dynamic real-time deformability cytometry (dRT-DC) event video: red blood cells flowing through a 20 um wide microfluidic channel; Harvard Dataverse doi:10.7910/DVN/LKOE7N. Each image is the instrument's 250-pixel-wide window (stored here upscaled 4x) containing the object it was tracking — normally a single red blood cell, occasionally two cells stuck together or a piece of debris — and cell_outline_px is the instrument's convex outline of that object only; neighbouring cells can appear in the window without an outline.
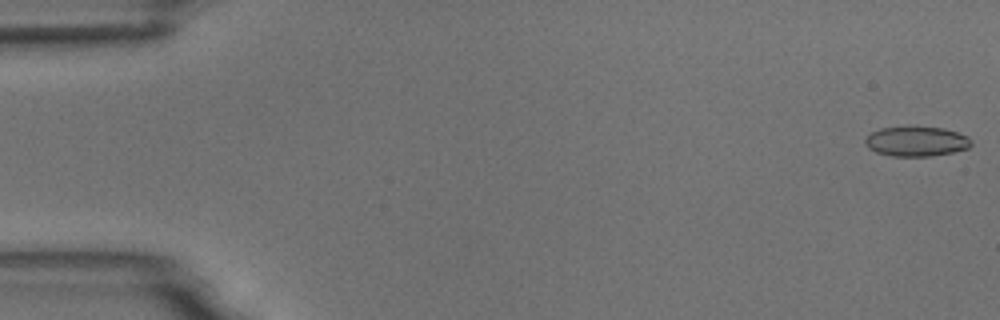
{"species": "common noctule bat (a hibernating species)", "species_latin": "Nyctalus noctula", "temperature_condition": "room temperature", "stored_images_in_passage": 5, "camera_frame_rate_fps": 3000, "um_per_image_px": 0.085, "animal": {"sex": "male", "body_mass_g": 18.8}, "frame": {"image": 1, "passage_image": 1, "time_ms": 0.0, "image_size_px": [1000, 320], "cell_outline_px": [[972, 144], [968, 148], [952, 152], [932, 156], [892, 156], [876, 152], [868, 148], [864, 144], [864, 140], [872, 132], [880, 128], [904, 124], [944, 128], [968, 136], [972, 140]], "centroid_in_image_um": [77.87, 11.98], "position_along_channel_um": 7.1, "area_um2": 19.07}}
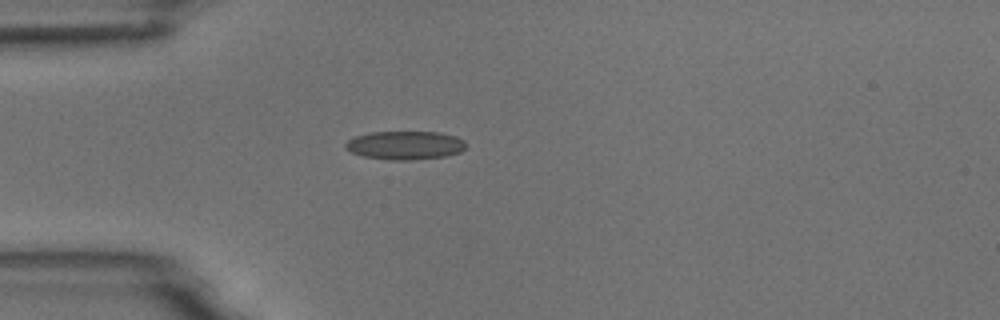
{"frame": {"image": 2, "passage_image": 5, "time_ms": 4.667, "image_size_px": [1000, 320], "cell_outline_px": [[468, 144], [460, 152], [444, 156], [412, 160], [392, 160], [364, 156], [352, 152], [344, 148], [344, 144], [348, 140], [356, 136], [372, 132], [440, 132], [456, 136], [464, 140]], "centroid_in_image_um": [34.45, 12.34], "position_along_channel_um": 50.5, "area_um2": 20.0}}